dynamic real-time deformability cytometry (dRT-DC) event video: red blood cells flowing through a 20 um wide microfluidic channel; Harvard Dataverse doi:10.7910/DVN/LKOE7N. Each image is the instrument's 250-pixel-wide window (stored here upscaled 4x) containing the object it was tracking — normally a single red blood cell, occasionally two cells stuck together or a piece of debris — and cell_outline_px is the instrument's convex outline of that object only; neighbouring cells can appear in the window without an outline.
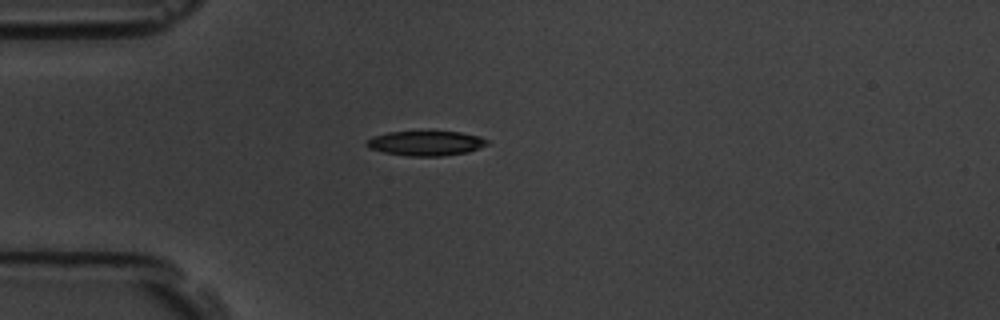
{"species": "common noctule bat (a hibernating species)", "species_latin": "Nyctalus noctula", "temperature_condition": "room temperature", "stored_images_in_passage": 43, "camera_frame_rate_fps": 3000, "um_per_image_px": 0.085, "animal": {"sex": "male", "body_mass_g": 19.5, "forearm_length_mm": 54.6}, "frame": {"image": 1, "passage_image": 1, "time_ms": 0.0, "image_size_px": [1000, 320], "cell_outline_px": [[488, 144], [468, 152], [440, 156], [408, 156], [384, 152], [368, 148], [364, 144], [372, 136], [388, 132], [460, 132], [480, 136], [488, 140]], "centroid_in_image_um": [36.18, 12.18], "position_along_channel_um": 48.8, "area_um2": 17.28}}
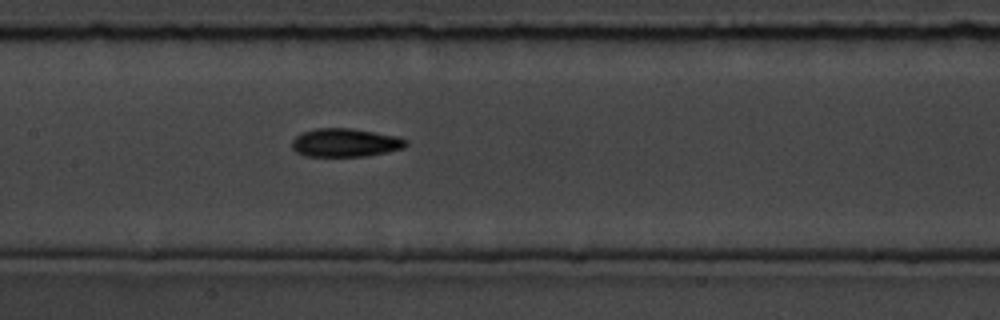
{"frame": {"image": 2, "passage_image": 13, "time_ms": 4.0, "image_size_px": [1000, 320], "cell_outline_px": [[408, 144], [404, 148], [368, 156], [304, 156], [296, 152], [292, 148], [292, 140], [300, 132], [316, 128], [352, 128], [396, 136], [408, 140]], "centroid_in_image_um": [29.33, 12.12], "position_along_channel_um": 178.1, "area_um2": 19.02}}
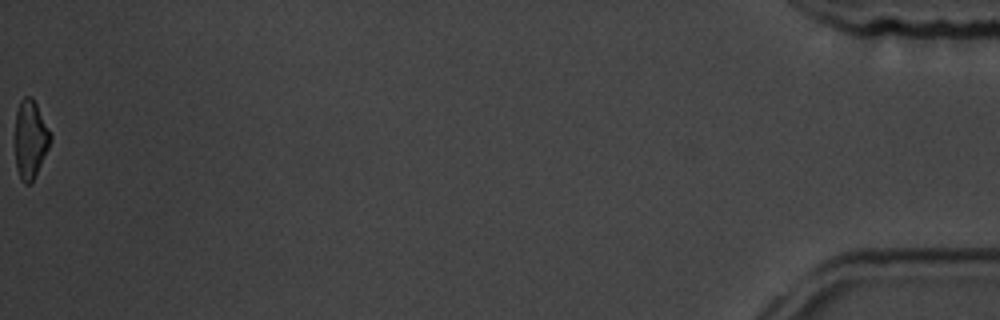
{"frame": {"image": 3, "passage_image": 43, "time_ms": 14.0, "image_size_px": [1000, 320], "cell_outline_px": [[52, 140], [32, 180], [28, 184], [24, 184], [20, 180], [16, 168], [16, 112], [20, 100], [24, 96], [32, 96], [52, 136]], "centroid_in_image_um": [2.57, 11.82], "position_along_channel_um": 432.6, "area_um2": 15.78}, "authors_computed_cell_mechanics": {"area_um2": 17.8602, "velocity_mm_per_s": 3.5771, "shape_relaxation_time_tau1_ms": 3.2477, "shape_relaxation_time_tau2_ms": 3.9177, "deformation_change_tau1": 0.1201, "deformation_change_tau2": 0.1081}}